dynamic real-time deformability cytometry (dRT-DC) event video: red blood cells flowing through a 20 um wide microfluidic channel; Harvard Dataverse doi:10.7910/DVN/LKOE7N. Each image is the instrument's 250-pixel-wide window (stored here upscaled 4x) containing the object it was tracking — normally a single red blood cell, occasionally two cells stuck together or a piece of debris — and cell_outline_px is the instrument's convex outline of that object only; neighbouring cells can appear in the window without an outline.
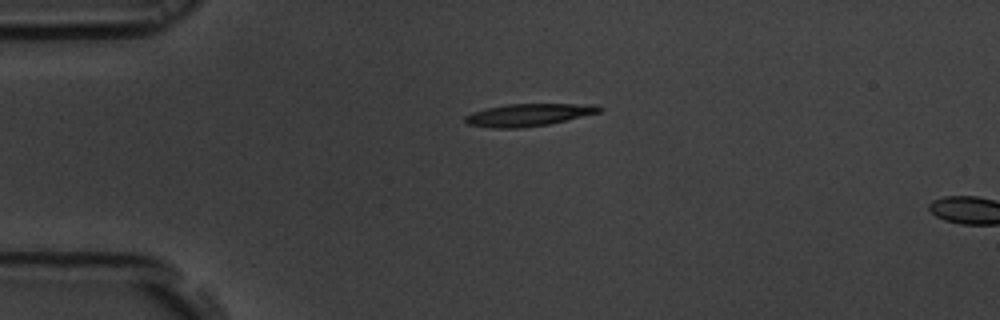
{"species": "common noctule bat (a hibernating species)", "species_latin": "Nyctalus noctula", "temperature_condition": "room temperature", "stored_images_in_passage": 3, "camera_frame_rate_fps": 3000, "um_per_image_px": 0.085, "animal": {"sex": "male", "body_mass_g": 19.5, "forearm_length_mm": 54.6}, "frame": {"image": 1, "passage_image": 1, "time_ms": 0.0, "image_size_px": [1000, 320], "cell_outline_px": [[604, 108], [600, 112], [548, 124], [520, 128], [496, 128], [468, 124], [464, 120], [464, 116], [472, 112], [488, 108], [508, 104], [596, 104]], "centroid_in_image_um": [44.94, 9.76], "position_along_channel_um": 40.1, "area_um2": 17.34}}